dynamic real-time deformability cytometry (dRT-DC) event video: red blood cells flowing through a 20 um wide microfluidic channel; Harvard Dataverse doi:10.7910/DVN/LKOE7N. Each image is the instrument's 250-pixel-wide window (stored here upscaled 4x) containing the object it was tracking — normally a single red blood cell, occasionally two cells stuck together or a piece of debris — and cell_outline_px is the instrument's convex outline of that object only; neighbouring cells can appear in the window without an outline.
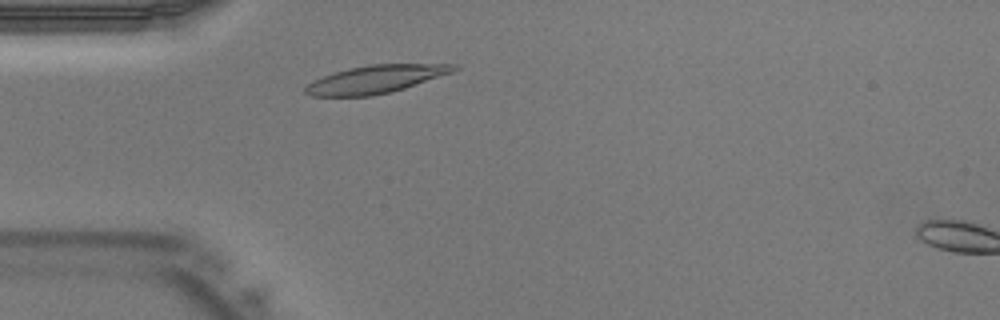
{"species": "Egyptian fruit bat (a non-hibernating species)", "species_latin": "Rousettus aegyptiacus", "temperature_condition": "warm", "stored_images_in_passage": 31, "camera_frame_rate_fps": 3000, "um_per_image_px": 0.085, "animal": {"sex": "male"}, "frame": {"image": 1, "passage_image": 5, "time_ms": 1.333, "image_size_px": [1000, 320], "cell_outline_px": [[460, 68], [452, 72], [392, 92], [372, 96], [312, 96], [304, 92], [304, 88], [312, 80], [348, 68], [372, 64], [456, 64]], "centroid_in_image_um": [31.92, 6.74], "position_along_channel_um": 53.1, "area_um2": 23.93}}
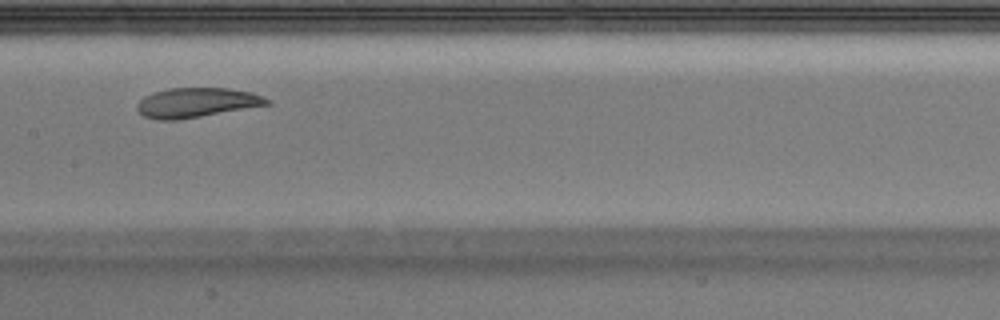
{"frame": {"image": 2, "passage_image": 14, "time_ms": 4.333, "image_size_px": [1000, 320], "cell_outline_px": [[272, 104], [180, 120], [156, 120], [144, 116], [136, 108], [136, 104], [144, 96], [168, 88], [228, 88], [252, 92], [272, 100]], "centroid_in_image_um": [16.73, 8.73], "position_along_channel_um": 190.7, "area_um2": 22.6}}
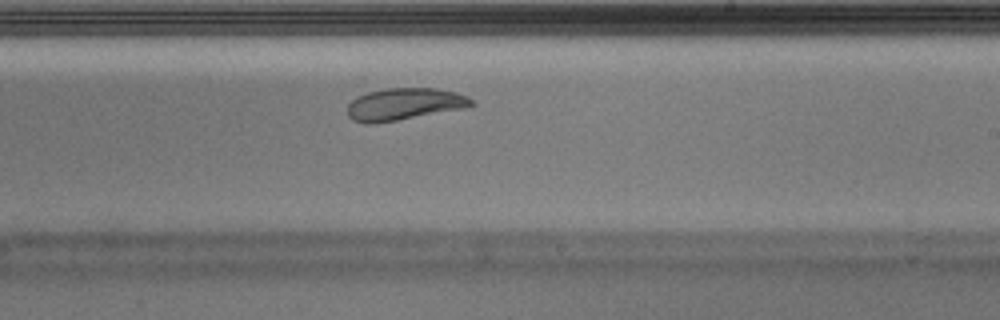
{"frame": {"image": 3, "passage_image": 18, "time_ms": 5.667, "image_size_px": [1000, 320], "cell_outline_px": [[476, 104], [464, 108], [376, 124], [364, 124], [352, 120], [348, 116], [348, 104], [356, 96], [368, 92], [388, 88], [436, 88], [456, 92], [468, 96]], "centroid_in_image_um": [34.34, 8.86], "position_along_channel_um": 254.7, "area_um2": 23.29}}